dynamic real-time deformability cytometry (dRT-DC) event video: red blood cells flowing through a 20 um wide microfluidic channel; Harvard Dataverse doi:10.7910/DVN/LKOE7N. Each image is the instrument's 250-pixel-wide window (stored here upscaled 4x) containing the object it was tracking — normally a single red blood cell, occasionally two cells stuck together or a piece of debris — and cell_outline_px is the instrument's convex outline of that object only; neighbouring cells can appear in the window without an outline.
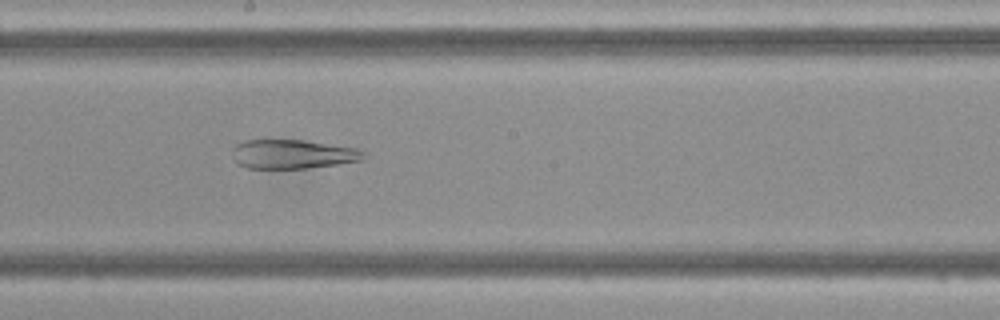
{"species": "Egyptian fruit bat (a non-hibernating species)", "species_latin": "Rousettus aegyptiacus", "temperature_condition": "cold", "stored_images_in_passage": 34, "camera_frame_rate_fps": 3000, "um_per_image_px": 0.085, "frame": {"image": 1, "passage_image": 12, "time_ms": 3.667, "image_size_px": [1000, 320], "cell_outline_px": [[368, 156], [364, 160], [336, 164], [304, 168], [248, 168], [236, 164], [232, 160], [232, 148], [236, 144], [244, 140], [304, 140], [356, 148], [364, 152]], "centroid_in_image_um": [24.85, 13.1], "position_along_channel_um": 223.4, "area_um2": 22.43}}
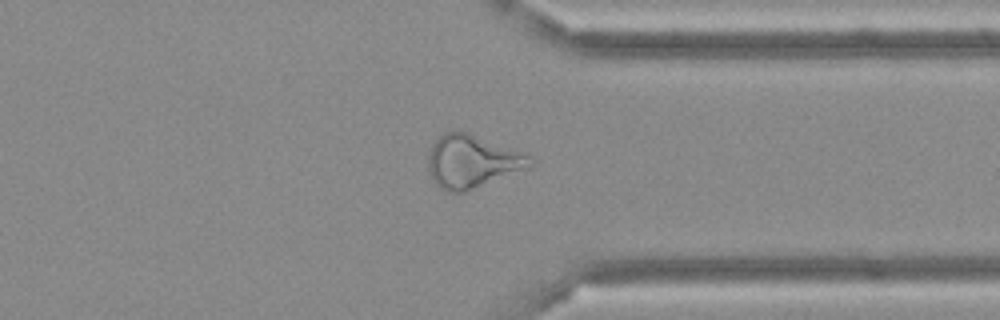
{"frame": {"image": 2, "passage_image": 23, "time_ms": 7.333, "image_size_px": [1000, 320], "cell_outline_px": [[536, 160], [528, 168], [464, 192], [448, 192], [440, 188], [432, 180], [428, 168], [428, 152], [432, 144], [444, 132], [468, 132], [532, 156]], "centroid_in_image_um": [40.11, 13.73], "position_along_channel_um": 371.3, "area_um2": 31.27}}
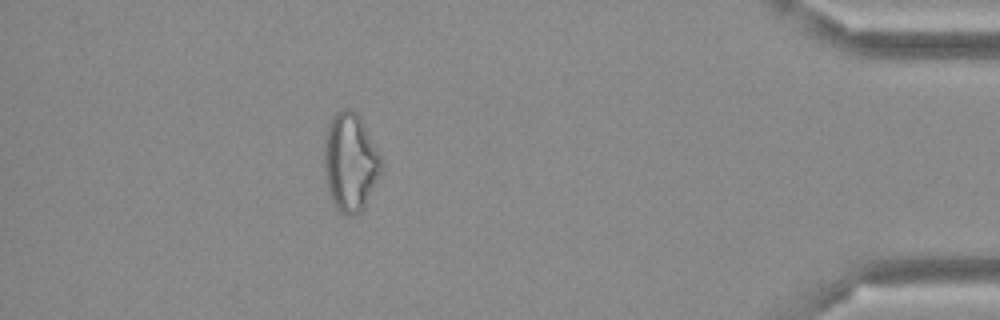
{"frame": {"image": 3, "passage_image": 29, "time_ms": 9.333, "image_size_px": [1000, 320], "cell_outline_px": [[380, 172], [364, 208], [360, 212], [352, 216], [344, 216], [336, 208], [328, 192], [324, 172], [324, 136], [328, 124], [332, 116], [340, 108], [348, 108], [356, 112], [360, 116], [380, 156]], "centroid_in_image_um": [29.72, 13.77], "position_along_channel_um": 405.5, "area_um2": 32.71}}